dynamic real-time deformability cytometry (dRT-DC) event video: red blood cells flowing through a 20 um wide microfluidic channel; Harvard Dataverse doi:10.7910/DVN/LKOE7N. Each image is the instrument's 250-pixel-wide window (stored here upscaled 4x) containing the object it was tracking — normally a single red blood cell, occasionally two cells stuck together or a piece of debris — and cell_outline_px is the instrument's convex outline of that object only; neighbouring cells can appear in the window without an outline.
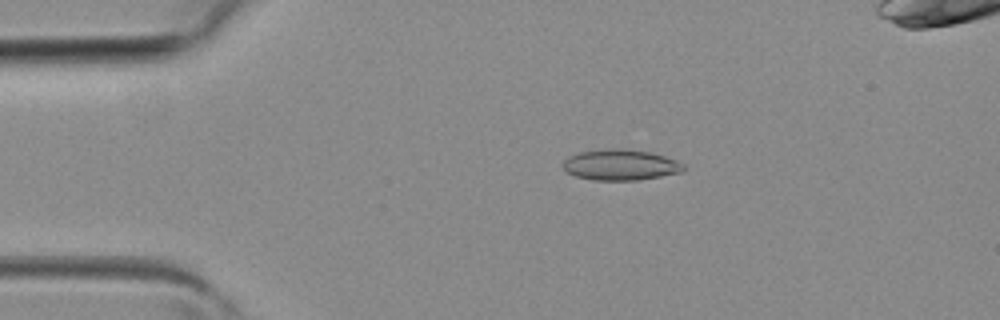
{"species": "common noctule bat (a hibernating species)", "species_latin": "Nyctalus noctula", "temperature_condition": "room temperature", "stored_images_in_passage": 3, "camera_frame_rate_fps": 3000, "um_per_image_px": 0.085, "animal": {"sex": "female", "body_mass_g": 19.3, "forearm_length_mm": 54.1}, "frame": {"image": 1, "passage_image": 1, "time_ms": 0.0, "image_size_px": [1000, 320], "cell_outline_px": [[684, 168], [680, 172], [640, 180], [592, 180], [576, 176], [568, 172], [564, 168], [564, 160], [568, 156], [580, 152], [608, 148], [624, 148], [648, 152], [664, 156], [676, 160], [684, 164]], "centroid_in_image_um": [52.73, 14.01], "position_along_channel_um": 32.3, "area_um2": 21.5}}